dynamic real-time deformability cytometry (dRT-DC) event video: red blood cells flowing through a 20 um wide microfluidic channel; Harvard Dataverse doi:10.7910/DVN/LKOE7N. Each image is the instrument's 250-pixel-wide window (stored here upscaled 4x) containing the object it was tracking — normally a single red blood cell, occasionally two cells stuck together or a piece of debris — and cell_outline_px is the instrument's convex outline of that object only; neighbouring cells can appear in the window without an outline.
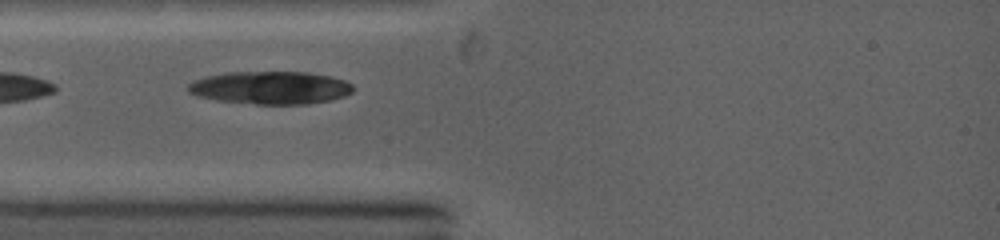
{"species": "common noctule bat (a hibernating species)", "species_latin": "Nyctalus noctula", "temperature_condition": "warm", "stored_images_in_passage": 16, "camera_frame_rate_fps": 5000, "um_per_image_px": 0.085, "animal": {"sex": "female", "body_mass_g": 19.0, "forearm_length_mm": 53.3}, "frame": {"image": 1, "passage_image": 1, "time_ms": 0.0, "image_size_px": [1000, 240], "cell_outline_px": [[352, 92], [344, 96], [328, 100], [304, 104], [256, 104], [220, 100], [200, 96], [192, 92], [188, 88], [188, 84], [196, 80], [208, 76], [232, 72], [308, 72], [328, 76], [344, 80], [352, 84]], "centroid_in_image_um": [23.04, 7.45], "position_along_channel_um": 62.0, "area_um2": 30.92}}